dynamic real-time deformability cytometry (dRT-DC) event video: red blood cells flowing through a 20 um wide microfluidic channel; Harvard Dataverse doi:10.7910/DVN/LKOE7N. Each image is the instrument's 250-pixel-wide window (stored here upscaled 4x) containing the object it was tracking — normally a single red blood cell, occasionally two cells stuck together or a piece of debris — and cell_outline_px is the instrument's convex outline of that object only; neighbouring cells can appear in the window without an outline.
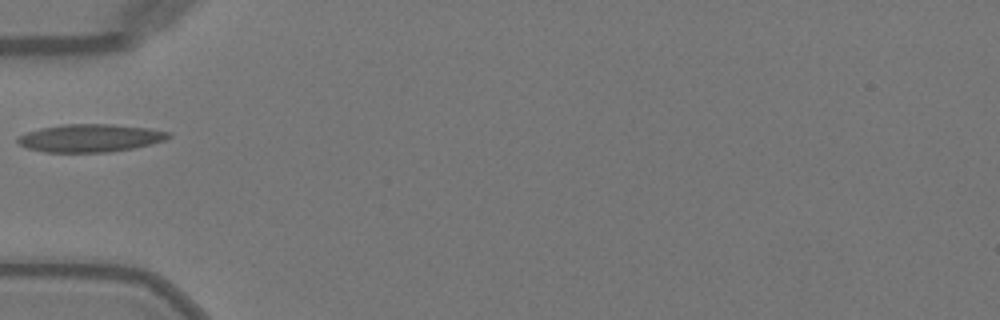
{"species": "Egyptian fruit bat (a non-hibernating species)", "species_latin": "Rousettus aegyptiacus", "temperature_condition": "warm", "stored_images_in_passage": 33, "camera_frame_rate_fps": 3000, "um_per_image_px": 0.085, "animal": {"sex": "female"}, "frame": {"image": 1, "passage_image": 1, "time_ms": 0.0, "image_size_px": [1000, 320], "cell_outline_px": [[172, 136], [164, 140], [132, 148], [112, 152], [44, 152], [28, 148], [20, 144], [16, 140], [16, 136], [40, 128], [64, 124], [108, 124], [148, 128], [172, 132]], "centroid_in_image_um": [7.65, 11.73], "position_along_channel_um": 77.3, "area_um2": 24.39}}
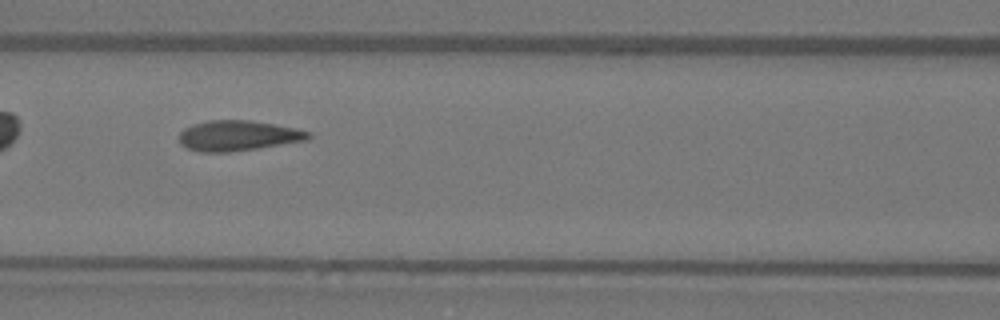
{"frame": {"image": 2, "passage_image": 6, "time_ms": 1.667, "image_size_px": [1000, 320], "cell_outline_px": [[312, 136], [308, 140], [256, 148], [228, 152], [200, 152], [188, 148], [180, 144], [180, 132], [184, 128], [192, 124], [208, 120], [248, 120], [276, 124], [312, 132]], "centroid_in_image_um": [20.24, 11.52], "position_along_channel_um": 146.4, "area_um2": 22.83}}
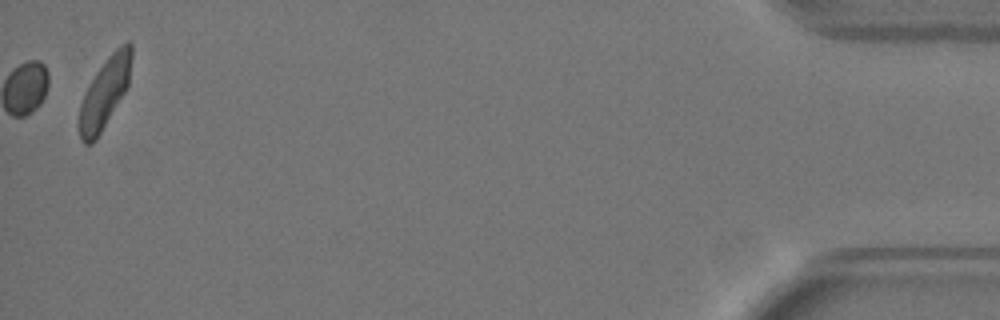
{"frame": {"image": 3, "passage_image": 33, "time_ms": 10.667, "image_size_px": [1000, 320], "cell_outline_px": [[132, 56], [128, 88], [96, 140], [92, 144], [84, 144], [80, 140], [76, 124], [80, 104], [84, 92], [88, 84], [104, 60], [120, 44], [128, 40], [132, 44]], "centroid_in_image_um": [8.87, 7.92], "position_along_channel_um": 426.3, "area_um2": 22.14}}